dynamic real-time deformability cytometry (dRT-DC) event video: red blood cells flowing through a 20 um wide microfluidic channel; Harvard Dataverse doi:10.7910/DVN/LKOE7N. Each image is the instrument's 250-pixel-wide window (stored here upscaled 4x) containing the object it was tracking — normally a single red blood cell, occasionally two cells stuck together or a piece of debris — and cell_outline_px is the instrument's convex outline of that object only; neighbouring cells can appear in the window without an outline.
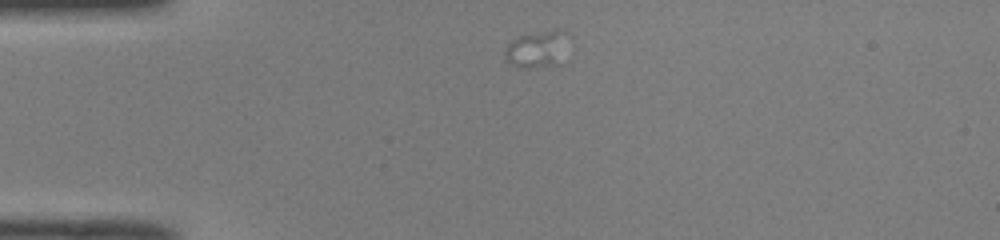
{"species": "common noctule bat (a hibernating species)", "species_latin": "Nyctalus noctula", "temperature_condition": "room temperature", "stored_images_in_passage": 11, "camera_frame_rate_fps": 3000, "um_per_image_px": 0.085, "animal": {"sex": "male", "body_mass_g": 19.0, "forearm_length_mm": 50.8}, "frame": {"image": 1, "passage_image": 1, "time_ms": 0.0, "image_size_px": [1000, 240], "cell_outline_px": [[572, 36], [564, 64], [524, 68], [512, 64], [504, 56], [504, 52], [508, 44], [512, 40], [520, 36], [552, 28], [560, 28], [568, 32]], "centroid_in_image_um": [45.84, 4.14], "position_along_channel_um": 39.2, "area_um2": 14.62}}